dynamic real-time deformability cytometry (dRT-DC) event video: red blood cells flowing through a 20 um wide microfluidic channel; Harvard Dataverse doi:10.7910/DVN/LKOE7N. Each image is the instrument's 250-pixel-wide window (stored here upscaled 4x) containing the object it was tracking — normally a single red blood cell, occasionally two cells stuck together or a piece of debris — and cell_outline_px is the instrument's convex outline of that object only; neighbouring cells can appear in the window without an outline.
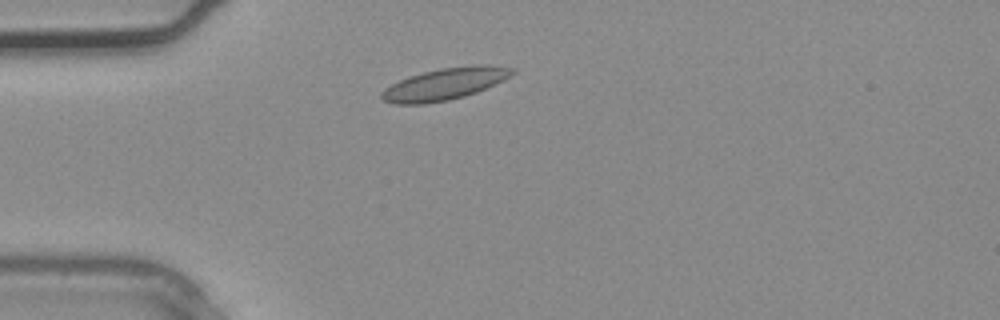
{"species": "common noctule bat (a hibernating species)", "species_latin": "Nyctalus noctula", "temperature_condition": "warm", "stored_images_in_passage": 1, "camera_frame_rate_fps": 3000, "um_per_image_px": 0.085, "animal": {"sex": "male", "body_mass_g": 20.4}, "frame": {"image": 1, "passage_image": 1, "time_ms": 0.0, "image_size_px": [1000, 320], "cell_outline_px": [[516, 72], [504, 80], [476, 92], [464, 96], [448, 100], [424, 104], [392, 104], [384, 100], [380, 96], [380, 92], [384, 88], [408, 76], [440, 68], [472, 64], [484, 64], [516, 68]], "centroid_in_image_um": [37.81, 7.12], "position_along_channel_um": 47.2, "area_um2": 24.39}}